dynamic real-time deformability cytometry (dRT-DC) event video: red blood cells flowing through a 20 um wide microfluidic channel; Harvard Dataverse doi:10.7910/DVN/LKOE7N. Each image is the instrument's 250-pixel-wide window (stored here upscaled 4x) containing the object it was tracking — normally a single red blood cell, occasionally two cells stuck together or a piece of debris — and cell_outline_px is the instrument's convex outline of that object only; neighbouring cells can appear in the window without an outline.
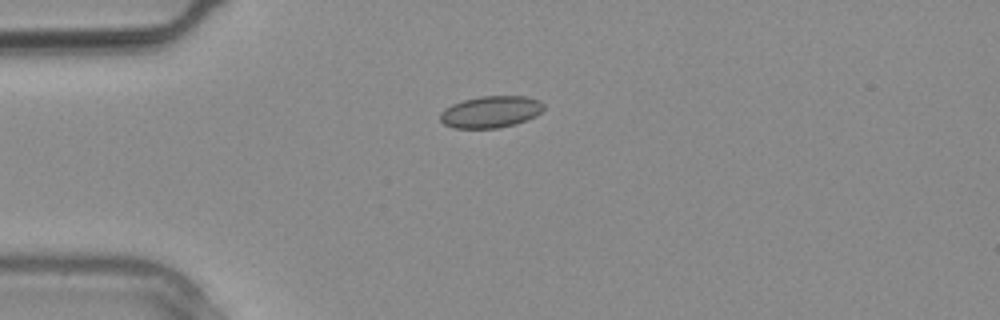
{"species": "common noctule bat (a hibernating species)", "species_latin": "Nyctalus noctula", "temperature_condition": "warm", "stored_images_in_passage": 1, "camera_frame_rate_fps": 3000, "um_per_image_px": 0.085, "animal": {"sex": "male", "body_mass_g": 20.4}, "frame": {"image": 1, "passage_image": 1, "time_ms": 0.0, "image_size_px": [1000, 320], "cell_outline_px": [[544, 108], [536, 116], [516, 124], [496, 128], [452, 128], [444, 124], [440, 120], [440, 112], [444, 108], [452, 104], [464, 100], [480, 96], [524, 96], [540, 100], [544, 104]], "centroid_in_image_um": [41.7, 9.51], "position_along_channel_um": 43.3, "area_um2": 19.25}}